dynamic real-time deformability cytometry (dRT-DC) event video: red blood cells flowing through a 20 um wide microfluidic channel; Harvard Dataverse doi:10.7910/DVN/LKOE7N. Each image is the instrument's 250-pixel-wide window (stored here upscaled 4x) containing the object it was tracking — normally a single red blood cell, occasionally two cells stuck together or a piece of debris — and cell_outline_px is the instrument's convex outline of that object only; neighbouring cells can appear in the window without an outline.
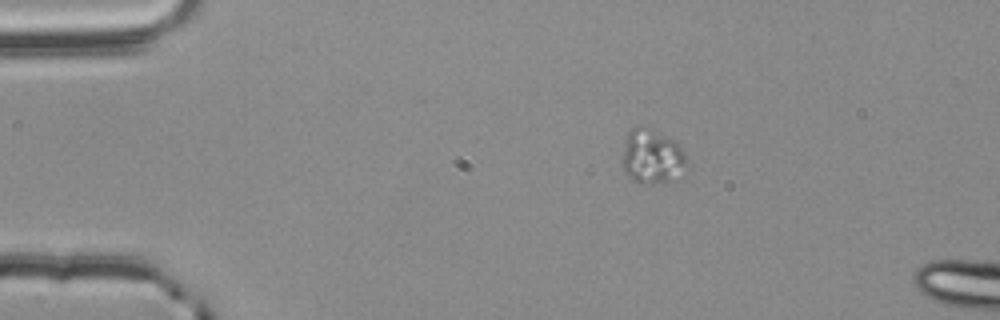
{"species": "common noctule bat (a hibernating species)", "species_latin": "Nyctalus noctula", "temperature_condition": "room temperature", "stored_images_in_passage": 7, "camera_frame_rate_fps": 3000, "um_per_image_px": 0.085, "animal": {"sex": "male", "body_mass_g": 20.4}, "frame": {"image": 1, "passage_image": 1, "time_ms": 0.0, "image_size_px": [1000, 320], "cell_outline_px": [[692, 164], [684, 180], [652, 184], [632, 180], [624, 172], [620, 164], [620, 160], [624, 140], [628, 132], [636, 124], [644, 124], [676, 140], [680, 144]], "centroid_in_image_um": [55.52, 13.32], "position_along_channel_um": 29.5, "area_um2": 22.54}}